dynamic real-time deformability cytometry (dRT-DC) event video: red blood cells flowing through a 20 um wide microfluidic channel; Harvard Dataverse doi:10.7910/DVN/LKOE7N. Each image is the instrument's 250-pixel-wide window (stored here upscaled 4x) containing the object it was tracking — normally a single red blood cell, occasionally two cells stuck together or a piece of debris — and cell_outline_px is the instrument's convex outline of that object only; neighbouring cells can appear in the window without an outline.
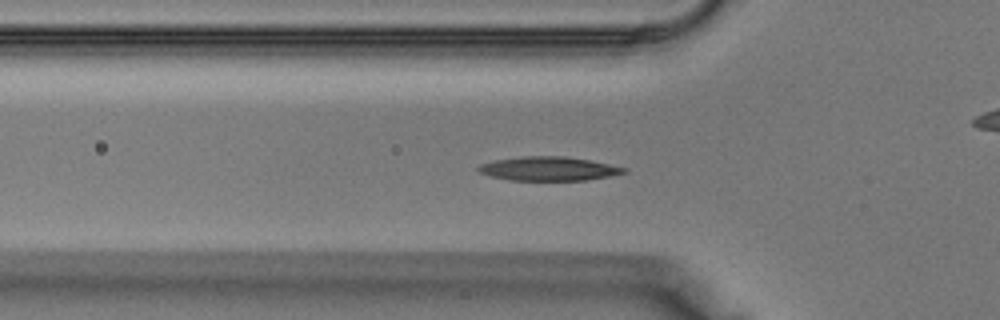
{"species": "Egyptian fruit bat (a non-hibernating species)", "species_latin": "Rousettus aegyptiacus", "temperature_condition": "warm", "stored_images_in_passage": 34, "camera_frame_rate_fps": 3000, "um_per_image_px": 0.085, "animal": {"sex": "male"}, "frame": {"image": 1, "passage_image": 7, "time_ms": 2.0, "image_size_px": [1000, 320], "cell_outline_px": [[628, 172], [608, 176], [584, 180], [512, 180], [492, 176], [480, 172], [476, 168], [480, 164], [496, 160], [520, 156], [564, 156], [588, 160], [628, 168]], "centroid_in_image_um": [46.64, 14.33], "position_along_channel_um": 79.2, "area_um2": 20.06}}
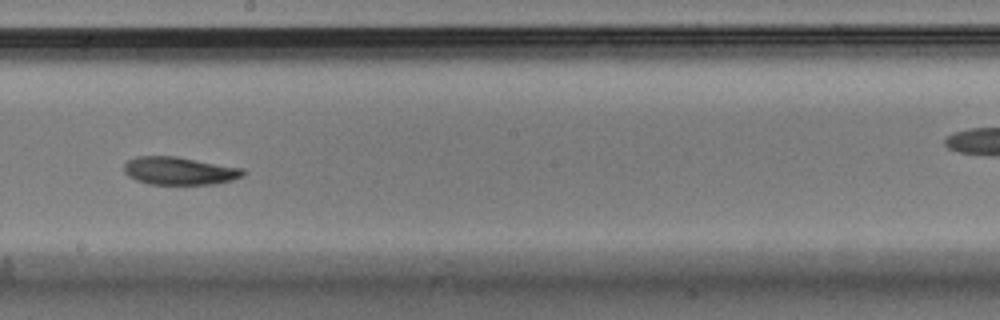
{"frame": {"image": 2, "passage_image": 16, "time_ms": 5.0, "image_size_px": [1000, 320], "cell_outline_px": [[244, 176], [232, 180], [216, 184], [148, 184], [136, 180], [128, 176], [124, 172], [124, 164], [128, 160], [136, 156], [176, 156], [244, 168]], "centroid_in_image_um": [15.25, 14.52], "position_along_channel_um": 233.0, "area_um2": 19.48}}
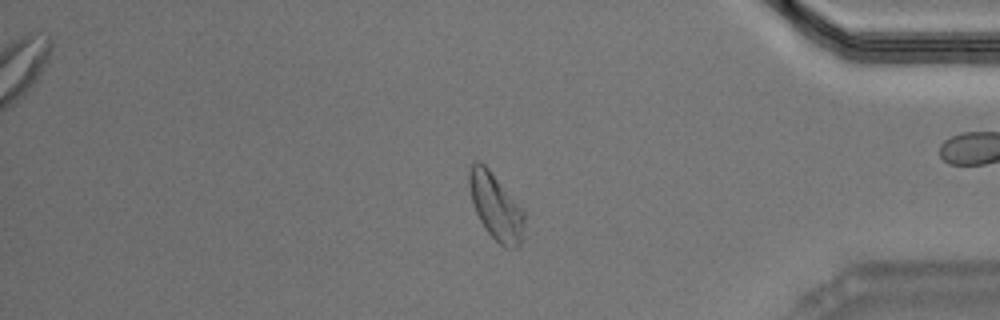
{"frame": {"image": 3, "passage_image": 27, "time_ms": 8.667, "image_size_px": [1000, 320], "cell_outline_px": [[524, 220], [520, 244], [516, 248], [508, 248], [500, 244], [484, 228], [472, 204], [468, 184], [468, 172], [472, 160], [480, 160], [488, 168], [524, 208]], "centroid_in_image_um": [42.12, 17.5], "position_along_channel_um": 393.1, "area_um2": 21.56}}